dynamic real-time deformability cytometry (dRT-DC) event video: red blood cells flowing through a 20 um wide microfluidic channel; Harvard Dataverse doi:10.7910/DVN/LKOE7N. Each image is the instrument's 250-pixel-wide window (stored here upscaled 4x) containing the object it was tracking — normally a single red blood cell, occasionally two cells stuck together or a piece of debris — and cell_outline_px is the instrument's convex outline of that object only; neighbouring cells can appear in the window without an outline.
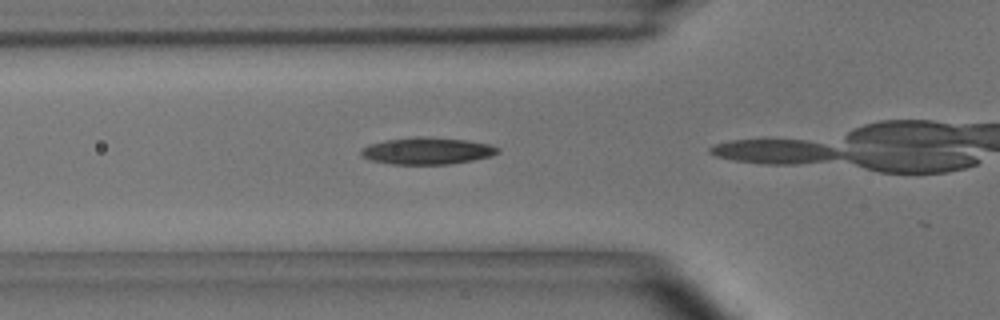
{"species": "common noctule bat (a hibernating species)", "species_latin": "Nyctalus noctula", "temperature_condition": "room temperature", "stored_images_in_passage": 13, "camera_frame_rate_fps": 3000, "um_per_image_px": 0.085, "animal": {"sex": "male", "body_mass_g": 15.6}, "frame": {"image": 1, "passage_image": 10, "time_ms": 3.0, "image_size_px": [1000, 320], "cell_outline_px": [[500, 152], [492, 156], [452, 164], [392, 164], [368, 160], [360, 156], [360, 148], [368, 144], [388, 140], [420, 136], [428, 136], [468, 140], [488, 144], [500, 148]], "centroid_in_image_um": [36.29, 12.82], "position_along_channel_um": 89.5, "area_um2": 21.68}}